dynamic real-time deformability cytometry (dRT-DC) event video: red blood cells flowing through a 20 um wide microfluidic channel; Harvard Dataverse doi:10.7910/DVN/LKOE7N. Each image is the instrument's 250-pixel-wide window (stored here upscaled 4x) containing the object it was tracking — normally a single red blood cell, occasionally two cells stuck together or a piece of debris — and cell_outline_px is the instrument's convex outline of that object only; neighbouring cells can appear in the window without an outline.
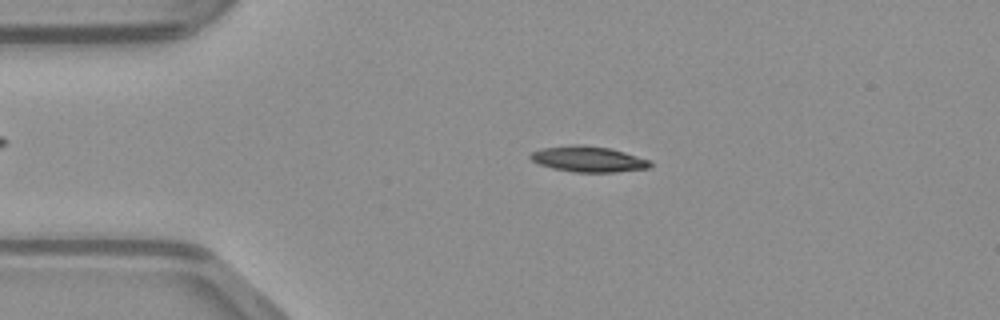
{"species": "common noctule bat (a hibernating species)", "species_latin": "Nyctalus noctula", "temperature_condition": "warm", "stored_images_in_passage": 47, "camera_frame_rate_fps": 3000, "um_per_image_px": 0.085, "animal": {"sex": "male", "body_mass_g": 23.1, "forearm_length_mm": 52.7}, "frame": {"image": 1, "passage_image": 9, "time_ms": 2.667, "image_size_px": [1000, 320], "cell_outline_px": [[652, 164], [648, 168], [616, 172], [572, 172], [552, 168], [540, 164], [532, 160], [528, 156], [532, 152], [544, 148], [576, 144], [584, 144], [608, 148], [624, 152], [648, 160]], "centroid_in_image_um": [49.98, 13.52], "position_along_channel_um": 35.0, "area_um2": 17.74}}
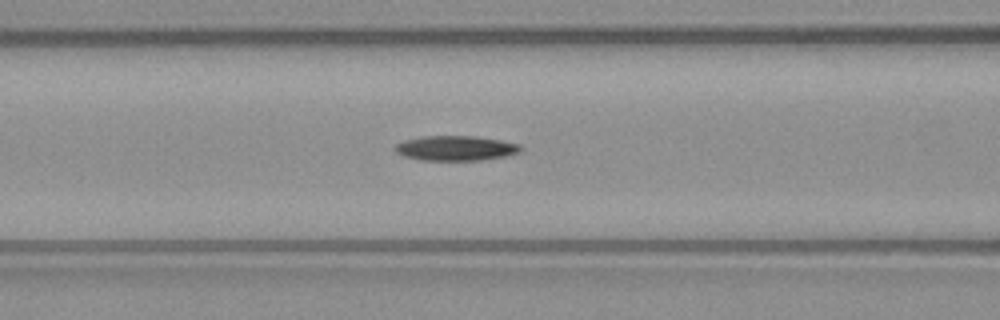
{"frame": {"image": 2, "passage_image": 18, "time_ms": 5.667, "image_size_px": [1000, 320], "cell_outline_px": [[524, 148], [520, 152], [504, 156], [484, 160], [420, 160], [404, 156], [396, 152], [392, 148], [396, 144], [404, 140], [420, 136], [476, 136], [500, 140], [520, 144]], "centroid_in_image_um": [38.73, 12.59], "position_along_channel_um": 127.9, "area_um2": 18.38}}
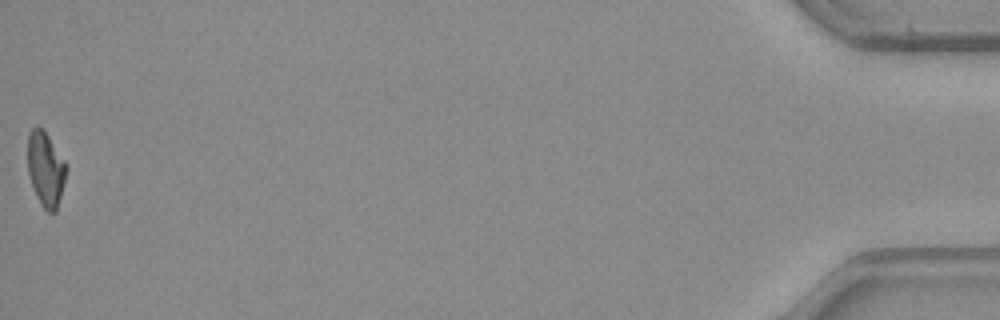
{"frame": {"image": 3, "passage_image": 47, "time_ms": 15.333, "image_size_px": [1000, 320], "cell_outline_px": [[68, 168], [56, 212], [48, 212], [40, 204], [36, 196], [28, 172], [28, 132], [36, 124], [44, 128], [64, 160]], "centroid_in_image_um": [3.88, 14.32], "position_along_channel_um": 431.3, "area_um2": 16.94}}